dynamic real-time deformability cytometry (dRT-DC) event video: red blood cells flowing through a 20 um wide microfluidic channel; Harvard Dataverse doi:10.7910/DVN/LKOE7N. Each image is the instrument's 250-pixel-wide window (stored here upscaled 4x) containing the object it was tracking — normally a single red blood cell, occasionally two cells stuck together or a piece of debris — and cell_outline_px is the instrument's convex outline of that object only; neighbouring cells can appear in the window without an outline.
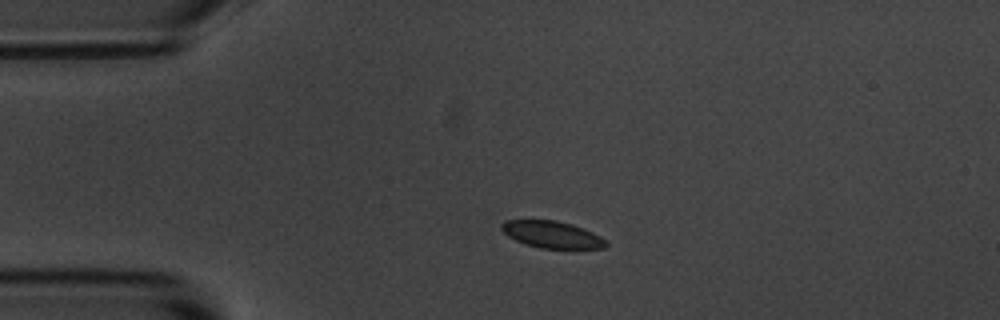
{"species": "common noctule bat (a hibernating species)", "species_latin": "Nyctalus noctula", "temperature_condition": "room temperature", "stored_images_in_passage": 44, "camera_frame_rate_fps": 3000, "um_per_image_px": 0.085, "animal": {"sex": "male", "body_mass_g": 20.1, "forearm_length_mm": 53.5}, "frame": {"image": 1, "passage_image": 1, "time_ms": 0.0, "image_size_px": [1000, 320], "cell_outline_px": [[608, 244], [604, 248], [572, 252], [540, 248], [524, 244], [508, 236], [500, 228], [500, 224], [504, 220], [556, 220], [572, 224], [592, 232], [600, 236]], "centroid_in_image_um": [46.97, 19.99], "position_along_channel_um": 38.0, "area_um2": 17.22}}
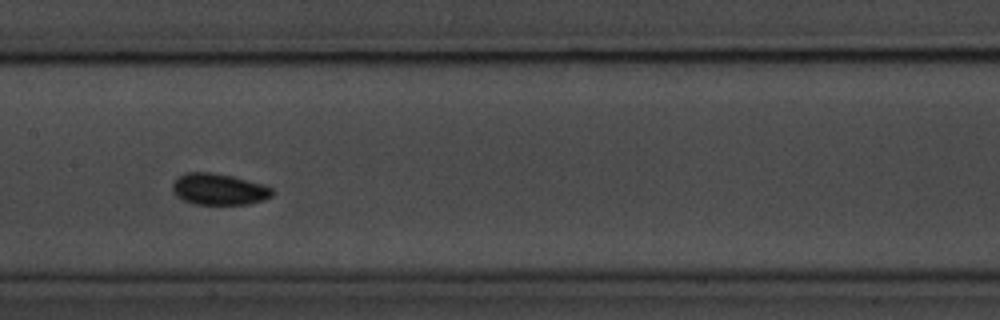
{"frame": {"image": 2, "passage_image": 16, "time_ms": 5.0, "image_size_px": [1000, 320], "cell_outline_px": [[272, 196], [264, 200], [248, 204], [196, 204], [184, 200], [176, 196], [172, 192], [172, 184], [176, 176], [184, 172], [212, 172], [232, 176], [264, 184], [272, 188]], "centroid_in_image_um": [18.57, 16.07], "position_along_channel_um": 188.8, "area_um2": 18.44}}
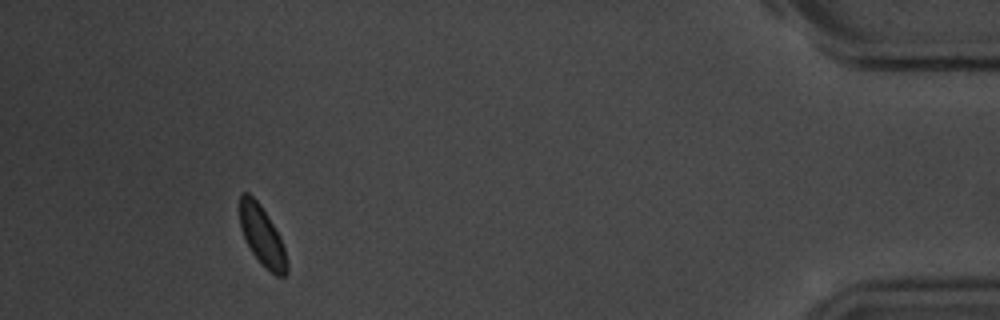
{"frame": {"image": 3, "passage_image": 40, "time_ms": 13.0, "image_size_px": [1000, 320], "cell_outline_px": [[288, 272], [284, 276], [276, 276], [260, 264], [252, 252], [240, 228], [240, 192], [248, 192], [260, 204], [280, 236], [284, 248], [288, 264]], "centroid_in_image_um": [22.28, 20.07], "position_along_channel_um": 412.9, "area_um2": 16.36}}